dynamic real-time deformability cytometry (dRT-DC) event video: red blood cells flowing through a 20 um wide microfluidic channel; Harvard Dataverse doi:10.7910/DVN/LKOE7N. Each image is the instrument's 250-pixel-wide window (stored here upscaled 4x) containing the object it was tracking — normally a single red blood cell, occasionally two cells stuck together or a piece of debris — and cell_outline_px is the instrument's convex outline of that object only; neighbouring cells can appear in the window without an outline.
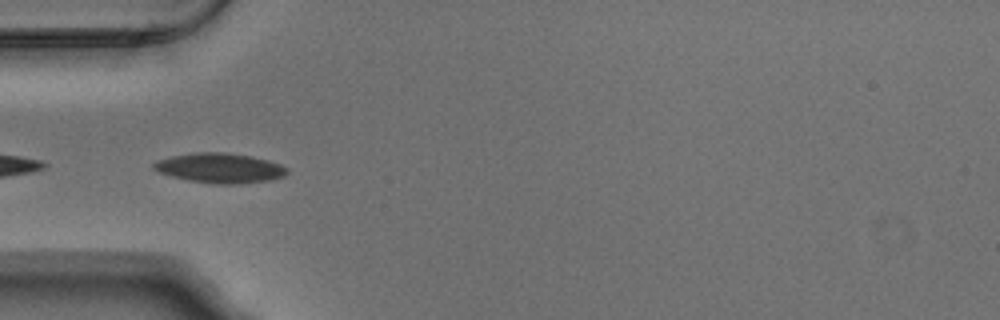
{"species": "Egyptian fruit bat (a non-hibernating species)", "species_latin": "Rousettus aegyptiacus", "temperature_condition": "warm", "stored_images_in_passage": 7, "camera_frame_rate_fps": 3000, "um_per_image_px": 0.085, "animal": {"sex": "male"}, "frame": {"image": 1, "passage_image": 1, "time_ms": 0.0, "image_size_px": [1000, 320], "cell_outline_px": [[288, 172], [284, 176], [268, 180], [236, 184], [216, 184], [188, 180], [172, 176], [160, 172], [152, 168], [152, 164], [156, 160], [172, 156], [192, 152], [224, 152], [252, 156], [268, 160], [280, 164], [288, 168]], "centroid_in_image_um": [18.68, 14.27], "position_along_channel_um": 66.3, "area_um2": 23.18}}
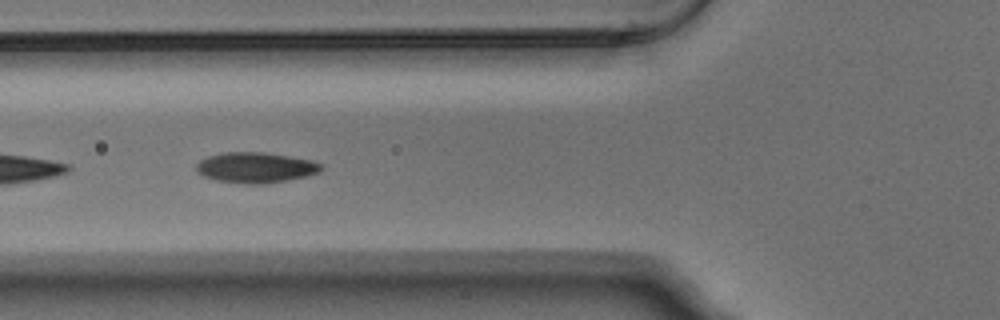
{"frame": {"image": 2, "passage_image": 4, "time_ms": 1.0, "image_size_px": [1000, 320], "cell_outline_px": [[324, 168], [320, 172], [288, 180], [264, 184], [248, 184], [216, 180], [204, 176], [196, 172], [196, 164], [200, 160], [208, 156], [220, 152], [264, 152], [312, 160], [324, 164]], "centroid_in_image_um": [21.73, 14.23], "position_along_channel_um": 104.1, "area_um2": 22.37}}